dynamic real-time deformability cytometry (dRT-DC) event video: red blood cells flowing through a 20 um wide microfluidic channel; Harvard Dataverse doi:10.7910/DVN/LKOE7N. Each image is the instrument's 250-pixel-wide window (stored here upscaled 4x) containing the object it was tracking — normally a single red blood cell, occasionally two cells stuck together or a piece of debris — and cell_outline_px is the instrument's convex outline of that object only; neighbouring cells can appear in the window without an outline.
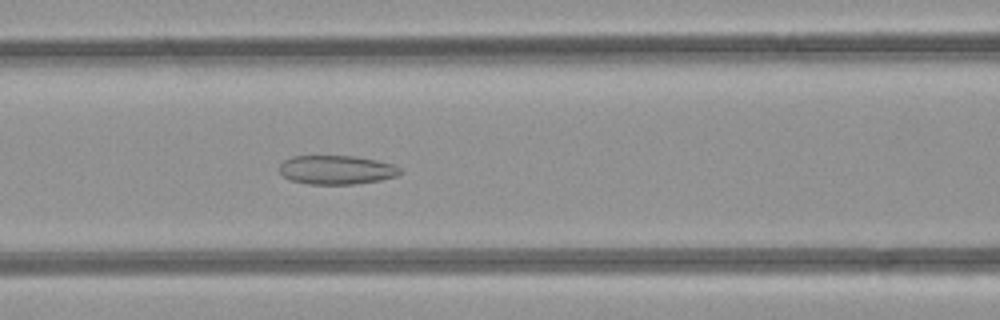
{"species": "common noctule bat (a hibernating species)", "species_latin": "Nyctalus noctula", "temperature_condition": "room temperature", "stored_images_in_passage": 34, "camera_frame_rate_fps": 3000, "um_per_image_px": 0.085, "animal": {"sex": "female", "body_mass_g": 21.9}, "frame": {"image": 1, "passage_image": 10, "time_ms": 3.0, "image_size_px": [1000, 320], "cell_outline_px": [[404, 172], [396, 176], [380, 180], [352, 184], [308, 184], [288, 180], [280, 172], [280, 164], [284, 160], [292, 156], [352, 156], [376, 160], [392, 164], [400, 168]], "centroid_in_image_um": [28.59, 14.44], "position_along_channel_um": 138.0, "area_um2": 20.35}}
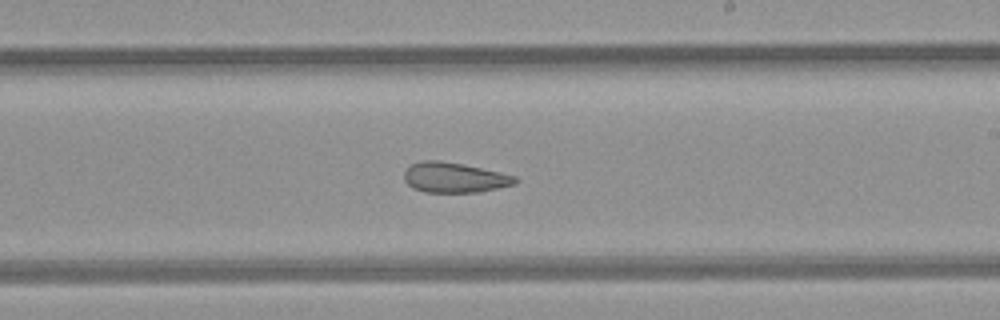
{"frame": {"image": 2, "passage_image": 18, "time_ms": 5.667, "image_size_px": [1000, 320], "cell_outline_px": [[520, 180], [516, 184], [480, 192], [424, 192], [412, 188], [404, 180], [404, 172], [412, 164], [424, 160], [440, 160], [464, 164], [500, 172], [516, 176]], "centroid_in_image_um": [38.65, 15.09], "position_along_channel_um": 250.4, "area_um2": 19.65}}
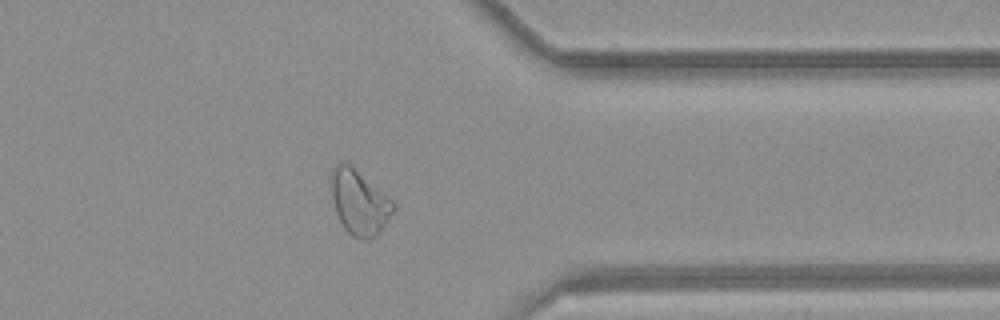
{"frame": {"image": 3, "passage_image": 28, "time_ms": 9.0, "image_size_px": [1000, 320], "cell_outline_px": [[396, 208], [380, 232], [376, 236], [364, 240], [360, 240], [352, 236], [344, 228], [336, 212], [332, 200], [328, 180], [328, 176], [332, 168], [340, 160], [344, 160], [392, 200], [396, 204]], "centroid_in_image_um": [30.49, 17.18], "position_along_channel_um": 380.9, "area_um2": 23.76}}